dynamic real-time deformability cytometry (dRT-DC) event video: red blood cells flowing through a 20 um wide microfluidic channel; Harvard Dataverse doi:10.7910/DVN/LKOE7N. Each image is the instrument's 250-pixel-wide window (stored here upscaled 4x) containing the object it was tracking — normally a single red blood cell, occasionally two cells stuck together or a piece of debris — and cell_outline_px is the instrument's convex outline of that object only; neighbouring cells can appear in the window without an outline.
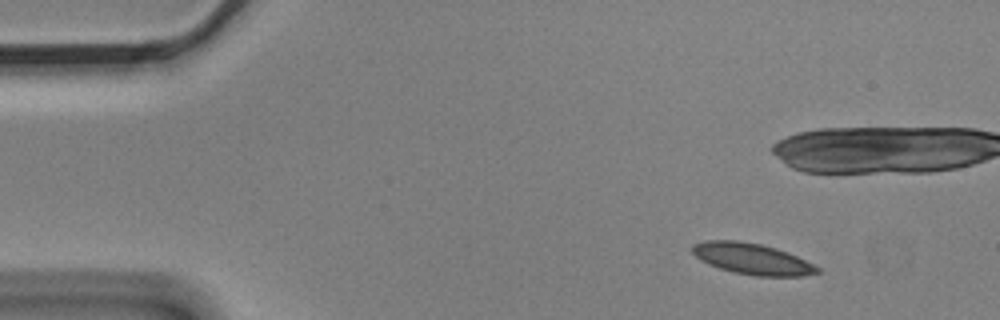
{"species": "Egyptian fruit bat (a non-hibernating species)", "species_latin": "Rousettus aegyptiacus", "temperature_condition": "cold", "stored_images_in_passage": 7, "camera_frame_rate_fps": 3000, "um_per_image_px": 0.085, "animal": {"sex": "male"}, "frame": {"image": 1, "passage_image": 1, "time_ms": 0.0, "image_size_px": [1000, 320], "cell_outline_px": [[820, 272], [800, 276], [756, 276], [736, 272], [720, 268], [708, 264], [700, 260], [692, 252], [692, 244], [704, 240], [740, 240], [760, 244], [776, 248], [788, 252], [820, 268]], "centroid_in_image_um": [63.9, 21.99], "position_along_channel_um": 21.1, "area_um2": 22.54}}
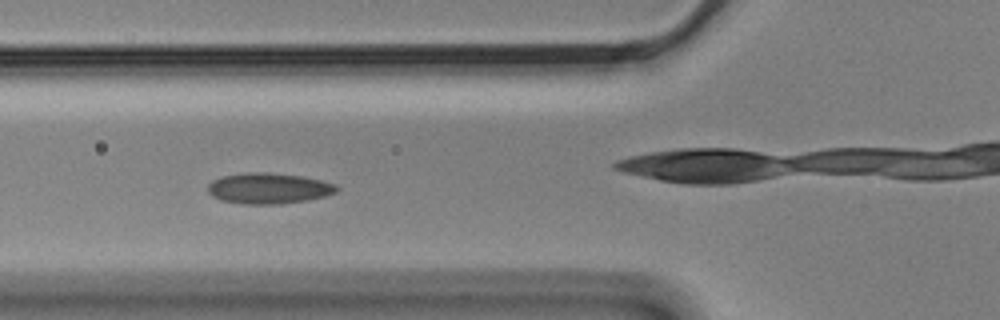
{"frame": {"image": 2, "passage_image": 5, "time_ms": 1.333, "image_size_px": [1000, 320], "cell_outline_px": [[340, 188], [336, 192], [324, 196], [304, 200], [280, 204], [244, 204], [220, 200], [212, 196], [208, 192], [208, 184], [212, 180], [220, 176], [244, 172], [268, 172], [300, 176], [320, 180], [336, 184]], "centroid_in_image_um": [22.79, 16.0], "position_along_channel_um": 103.0, "area_um2": 23.18}}